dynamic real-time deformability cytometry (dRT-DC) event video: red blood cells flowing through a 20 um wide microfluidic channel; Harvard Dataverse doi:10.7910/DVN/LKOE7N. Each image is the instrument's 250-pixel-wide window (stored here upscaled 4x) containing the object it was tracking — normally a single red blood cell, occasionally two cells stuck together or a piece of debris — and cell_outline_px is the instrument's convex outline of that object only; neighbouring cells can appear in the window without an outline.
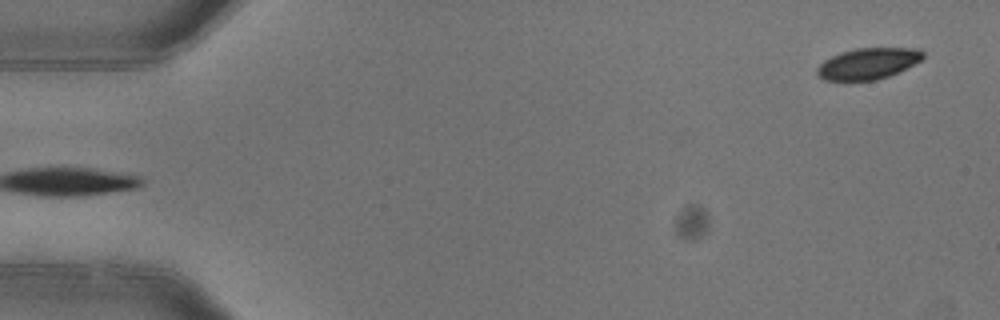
{"species": "common noctule bat (a hibernating species)", "species_latin": "Nyctalus noctula", "temperature_condition": "warm", "stored_images_in_passage": 4, "segment_of_instrument_passage": [2, 2], "camera_frame_rate_fps": 3000, "um_per_image_px": 0.085, "animal": {"sex": "female"}, "frame": {"image": 1, "passage_image": 4, "time_ms": 1.0, "image_size_px": [1000, 320], "cell_outline_px": [[924, 56], [920, 60], [888, 76], [876, 80], [848, 84], [824, 80], [816, 72], [816, 68], [824, 60], [840, 52], [856, 48], [920, 48], [924, 52]], "centroid_in_image_um": [73.7, 5.45], "position_along_channel_um": 11.3, "area_um2": 19.77}}